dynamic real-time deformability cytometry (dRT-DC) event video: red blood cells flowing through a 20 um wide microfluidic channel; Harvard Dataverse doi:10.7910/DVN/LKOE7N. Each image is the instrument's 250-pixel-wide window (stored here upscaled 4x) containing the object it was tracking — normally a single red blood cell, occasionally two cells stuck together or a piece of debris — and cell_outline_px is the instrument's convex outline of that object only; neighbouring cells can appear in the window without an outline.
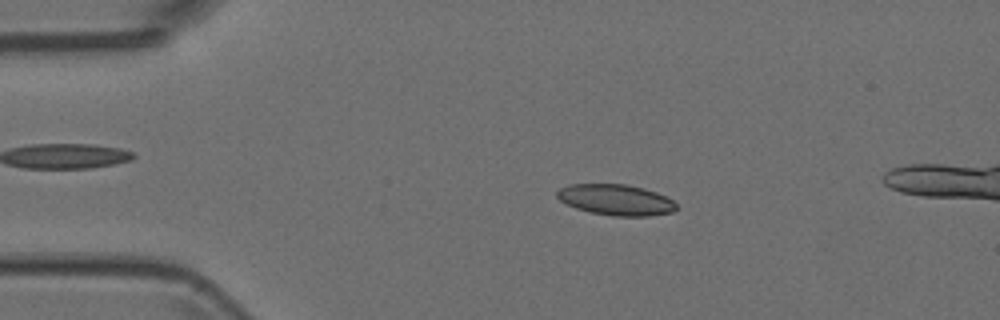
{"species": "Egyptian fruit bat (a non-hibernating species)", "species_latin": "Rousettus aegyptiacus", "temperature_condition": "room temperature", "stored_images_in_passage": 4, "camera_frame_rate_fps": 3000, "um_per_image_px": 0.085, "animal": {"sex": "female"}, "frame": {"image": 1, "passage_image": 2, "time_ms": 0.333, "image_size_px": [1000, 320], "cell_outline_px": [[676, 208], [672, 212], [648, 216], [612, 216], [592, 212], [576, 208], [560, 200], [556, 196], [556, 192], [560, 188], [568, 184], [624, 184], [644, 188], [656, 192], [672, 200], [676, 204]], "centroid_in_image_um": [52.33, 16.98], "position_along_channel_um": 32.7, "area_um2": 21.33}}